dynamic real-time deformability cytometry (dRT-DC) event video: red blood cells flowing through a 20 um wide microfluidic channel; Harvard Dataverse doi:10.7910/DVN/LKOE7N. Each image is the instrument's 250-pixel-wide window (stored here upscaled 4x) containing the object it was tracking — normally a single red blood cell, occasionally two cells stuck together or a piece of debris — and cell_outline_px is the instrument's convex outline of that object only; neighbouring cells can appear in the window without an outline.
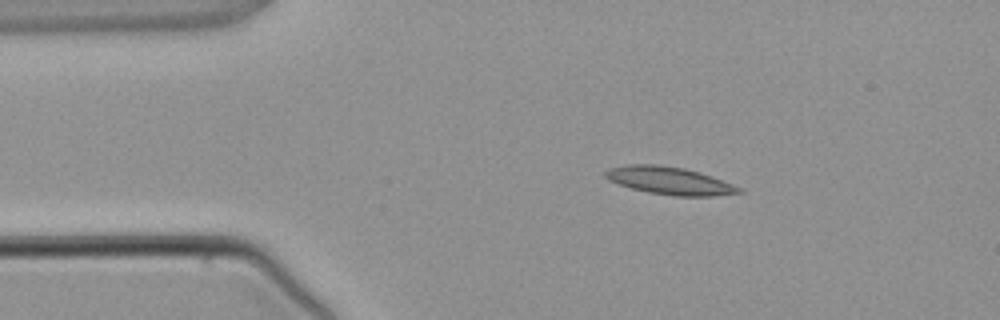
{"species": "common noctule bat (a hibernating species)", "species_latin": "Nyctalus noctula", "temperature_condition": "warm", "stored_images_in_passage": 3, "camera_frame_rate_fps": 3000, "um_per_image_px": 0.085, "animal": {"sex": "male", "body_mass_g": 21.5, "forearm_length_mm": 52.0}, "frame": {"image": 1, "passage_image": 2, "time_ms": 1.333, "image_size_px": [1000, 320], "cell_outline_px": [[744, 192], [712, 196], [676, 196], [648, 192], [632, 188], [608, 180], [604, 176], [604, 172], [608, 168], [624, 164], [656, 164], [684, 168], [700, 172], [712, 176], [744, 188]], "centroid_in_image_um": [56.92, 15.35], "position_along_channel_um": 28.1, "area_um2": 21.68}}